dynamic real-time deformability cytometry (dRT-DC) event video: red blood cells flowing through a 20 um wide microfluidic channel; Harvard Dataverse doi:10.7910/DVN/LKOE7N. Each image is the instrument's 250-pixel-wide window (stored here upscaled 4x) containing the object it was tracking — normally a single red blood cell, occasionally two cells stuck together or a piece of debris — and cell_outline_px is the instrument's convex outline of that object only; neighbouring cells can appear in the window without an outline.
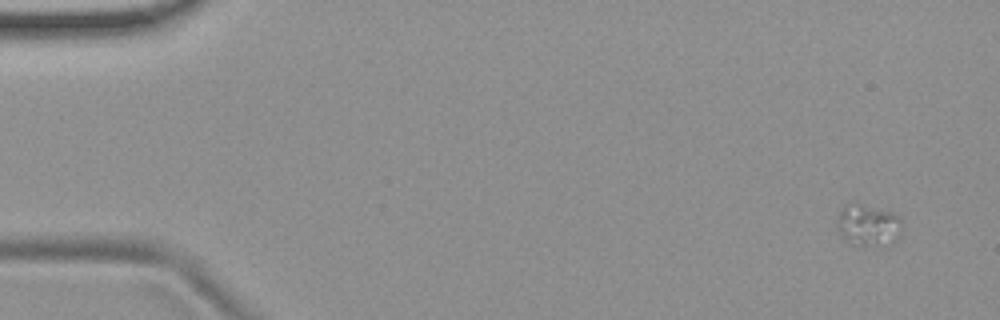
{"species": "common noctule bat (a hibernating species)", "species_latin": "Nyctalus noctula", "temperature_condition": "room temperature", "stored_images_in_passage": 6, "camera_frame_rate_fps": 3000, "um_per_image_px": 0.085, "animal": {"sex": "female", "body_mass_g": 19.9}, "frame": {"image": 1, "passage_image": 1, "time_ms": 0.0, "image_size_px": [1000, 320], "cell_outline_px": [[900, 236], [888, 248], [856, 248], [844, 240], [836, 228], [836, 220], [840, 212], [844, 208], [860, 204], [892, 212], [900, 216]], "centroid_in_image_um": [73.81, 19.28], "position_along_channel_um": 11.2, "area_um2": 16.42}}